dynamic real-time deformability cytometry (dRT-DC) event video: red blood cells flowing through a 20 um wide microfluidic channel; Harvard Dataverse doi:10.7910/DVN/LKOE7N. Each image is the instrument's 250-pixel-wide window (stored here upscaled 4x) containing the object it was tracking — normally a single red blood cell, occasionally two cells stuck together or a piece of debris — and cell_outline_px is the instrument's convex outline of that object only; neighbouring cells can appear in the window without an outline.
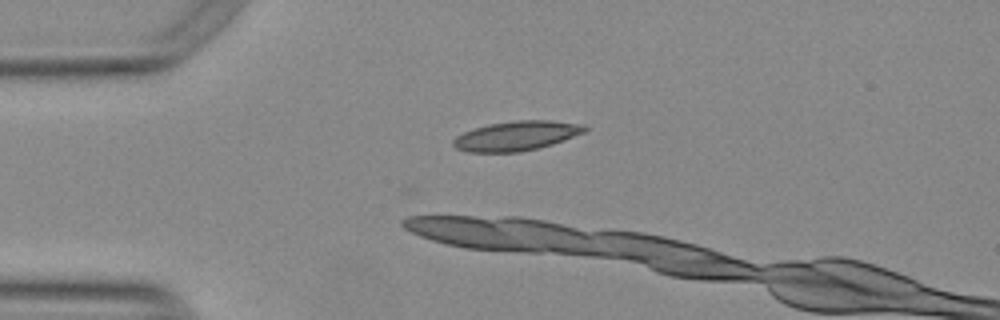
{"species": "Egyptian fruit bat (a non-hibernating species)", "species_latin": "Rousettus aegyptiacus", "temperature_condition": "warm", "stored_images_in_passage": 5, "camera_frame_rate_fps": 3000, "um_per_image_px": 0.085, "animal": {"sex": "female"}, "frame": {"image": 1, "passage_image": 1, "time_ms": 0.0, "image_size_px": [1000, 320], "cell_outline_px": [[588, 128], [584, 132], [564, 140], [552, 144], [520, 152], [468, 152], [456, 148], [452, 144], [452, 140], [456, 136], [464, 132], [488, 124], [516, 120], [552, 120], [584, 124]], "centroid_in_image_um": [43.9, 11.54], "position_along_channel_um": 41.1, "area_um2": 22.6}}